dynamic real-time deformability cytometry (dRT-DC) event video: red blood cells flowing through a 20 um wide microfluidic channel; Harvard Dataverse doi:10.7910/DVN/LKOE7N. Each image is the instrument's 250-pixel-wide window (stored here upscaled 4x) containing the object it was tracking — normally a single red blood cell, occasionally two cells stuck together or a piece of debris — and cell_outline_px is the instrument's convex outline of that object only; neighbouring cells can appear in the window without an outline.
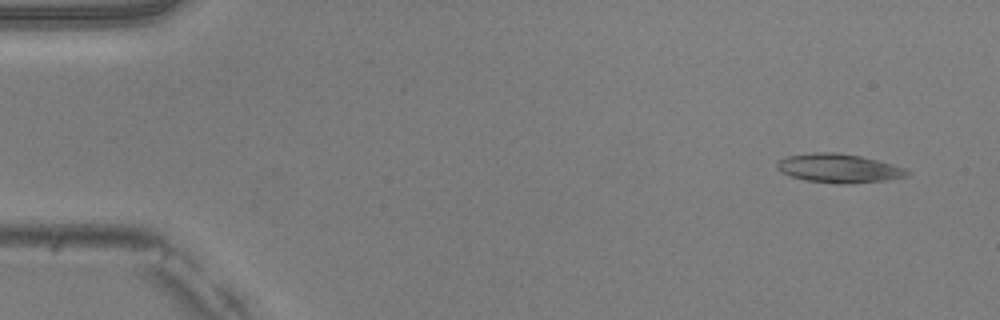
{"species": "common noctule bat (a hibernating species)", "species_latin": "Nyctalus noctula", "temperature_condition": "warm", "stored_images_in_passage": 48, "camera_frame_rate_fps": 3000, "um_per_image_px": 0.085, "animal": {"sex": "male", "body_mass_g": 20.5, "forearm_length_mm": 52.5}, "frame": {"image": 1, "passage_image": 1, "time_ms": 0.0, "image_size_px": [1000, 320], "cell_outline_px": [[912, 172], [904, 176], [884, 180], [848, 184], [836, 184], [804, 180], [780, 172], [776, 164], [780, 160], [788, 156], [812, 152], [840, 152], [860, 156], [892, 164], [904, 168]], "centroid_in_image_um": [71.27, 14.3], "position_along_channel_um": 13.7, "area_um2": 21.79}}
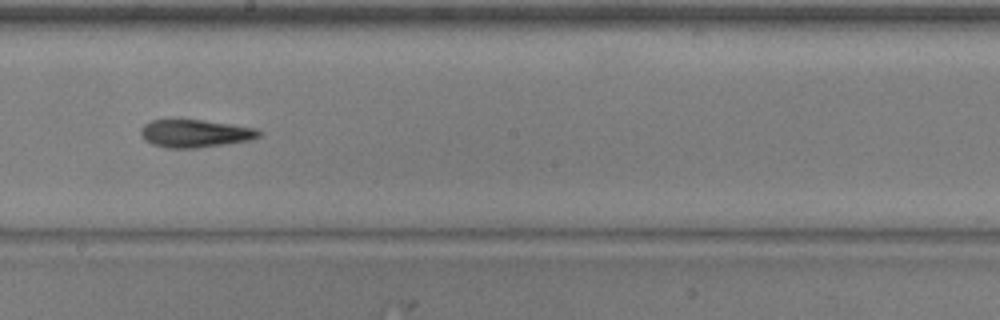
{"frame": {"image": 2, "passage_image": 26, "time_ms": 8.333, "image_size_px": [1000, 320], "cell_outline_px": [[260, 136], [252, 140], [196, 148], [168, 148], [152, 144], [144, 140], [140, 132], [140, 128], [144, 124], [152, 120], [204, 120], [232, 124], [256, 128], [260, 132]], "centroid_in_image_um": [16.58, 11.34], "position_along_channel_um": 231.6, "area_um2": 19.13}}
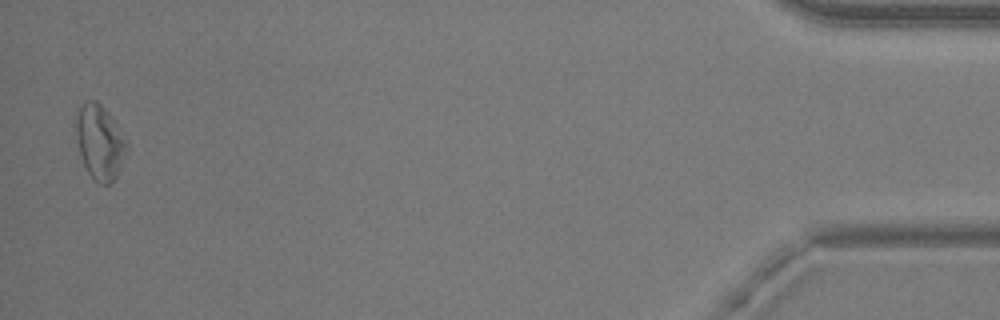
{"frame": {"image": 3, "passage_image": 47, "time_ms": 15.333, "image_size_px": [1000, 320], "cell_outline_px": [[128, 148], [120, 168], [116, 176], [108, 184], [100, 184], [88, 172], [80, 156], [76, 132], [76, 120], [80, 108], [88, 100], [96, 100], [112, 116], [128, 140]], "centroid_in_image_um": [8.52, 12.07], "position_along_channel_um": 426.7, "area_um2": 21.85}, "authors_computed_cell_mechanics": {"area_um2": 19.8543, "velocity_mm_per_s": 4.0291, "shape_relaxation_time_tau1_ms": 10.5692, "shape_relaxation_time_tau2_ms": 9.1169, "deformation_change_tau1": 0.2706, "deformation_change_tau2": 0.2346}}